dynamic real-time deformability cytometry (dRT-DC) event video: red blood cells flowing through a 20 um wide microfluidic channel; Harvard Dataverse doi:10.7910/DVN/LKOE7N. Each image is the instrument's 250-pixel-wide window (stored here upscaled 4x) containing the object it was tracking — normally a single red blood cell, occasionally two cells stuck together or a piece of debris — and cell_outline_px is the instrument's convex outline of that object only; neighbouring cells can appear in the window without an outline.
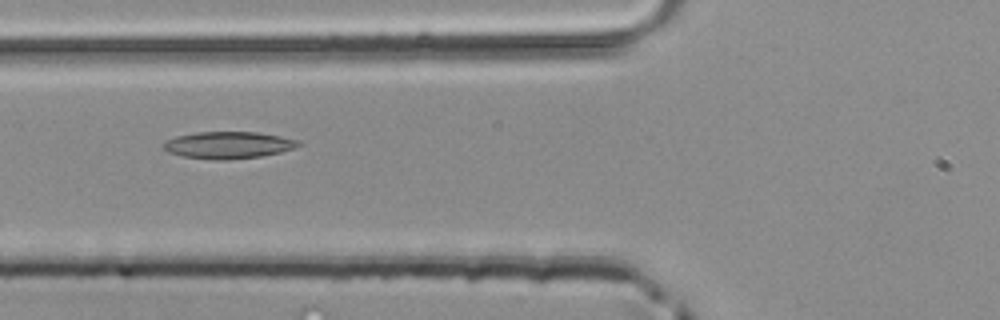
{"species": "common noctule bat (a hibernating species)", "species_latin": "Nyctalus noctula", "temperature_condition": "room temperature", "stored_images_in_passage": 33, "camera_frame_rate_fps": 3000, "um_per_image_px": 0.085, "animal": {"sex": "male", "body_mass_g": 20.4}, "frame": {"image": 1, "passage_image": 4, "time_ms": 1.0, "image_size_px": [1000, 320], "cell_outline_px": [[300, 144], [296, 148], [280, 152], [260, 156], [228, 160], [212, 160], [184, 156], [168, 152], [164, 148], [164, 144], [168, 140], [176, 136], [196, 132], [256, 132], [280, 136], [296, 140]], "centroid_in_image_um": [19.4, 12.33], "position_along_channel_um": 106.4, "area_um2": 20.98}}
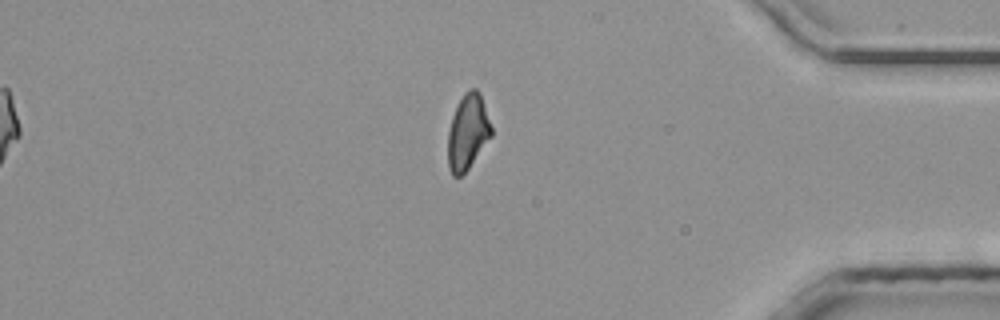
{"frame": {"image": 2, "passage_image": 26, "time_ms": 8.333, "image_size_px": [1000, 320], "cell_outline_px": [[492, 136], [468, 168], [460, 176], [452, 176], [448, 168], [448, 132], [452, 116], [464, 92], [468, 88], [476, 88], [480, 92], [492, 128]], "centroid_in_image_um": [39.76, 11.21], "position_along_channel_um": 395.4, "area_um2": 19.02}}
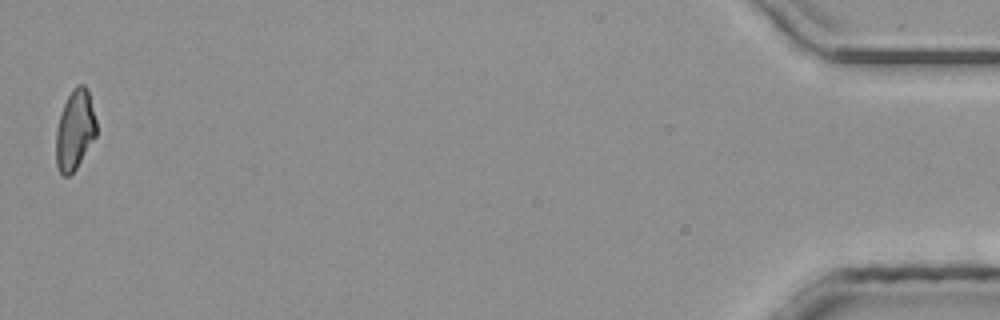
{"frame": {"image": 3, "passage_image": 33, "time_ms": 10.667, "image_size_px": [1000, 320], "cell_outline_px": [[96, 136], [76, 168], [68, 176], [64, 176], [60, 172], [56, 164], [56, 128], [64, 104], [72, 88], [76, 84], [84, 84], [88, 88], [96, 120]], "centroid_in_image_um": [6.37, 11.01], "position_along_channel_um": 428.8, "area_um2": 18.79}}